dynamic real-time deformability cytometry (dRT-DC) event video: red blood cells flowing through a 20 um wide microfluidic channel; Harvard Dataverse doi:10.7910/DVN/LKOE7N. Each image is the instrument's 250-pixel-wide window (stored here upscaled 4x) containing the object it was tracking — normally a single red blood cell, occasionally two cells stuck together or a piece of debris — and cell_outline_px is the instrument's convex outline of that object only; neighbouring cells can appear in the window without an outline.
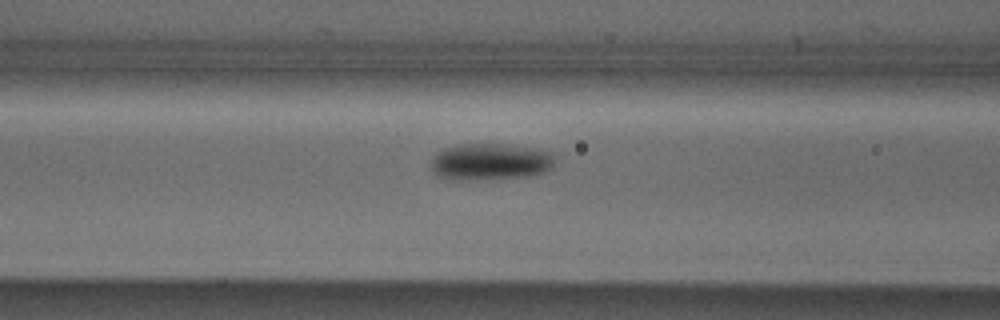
{"species": "Egyptian fruit bat (a non-hibernating species)", "species_latin": "Rousettus aegyptiacus", "temperature_condition": "cold", "stored_images_in_passage": 33, "camera_frame_rate_fps": 3000, "um_per_image_px": 0.085, "animal": {"sex": "male"}, "frame": {"image": 1, "passage_image": 10, "time_ms": 3.0, "image_size_px": [1000, 320], "cell_outline_px": [[556, 152], [552, 168], [544, 172], [532, 176], [460, 180], [456, 180], [436, 176], [432, 172], [432, 160], [444, 148], [464, 144], [504, 144]], "centroid_in_image_um": [41.72, 13.75], "position_along_channel_um": 124.9, "area_um2": 26.41}}
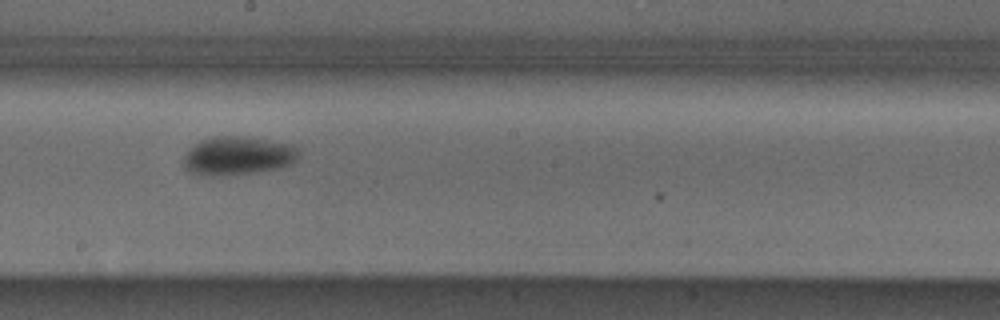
{"frame": {"image": 2, "passage_image": 18, "time_ms": 5.667, "image_size_px": [1000, 320], "cell_outline_px": [[300, 156], [292, 164], [280, 168], [256, 172], [212, 176], [192, 172], [184, 168], [184, 156], [188, 148], [192, 144], [200, 140], [212, 136], [252, 136], [296, 144], [300, 148]], "centroid_in_image_um": [20.29, 13.2], "position_along_channel_um": 227.9, "area_um2": 26.59}}
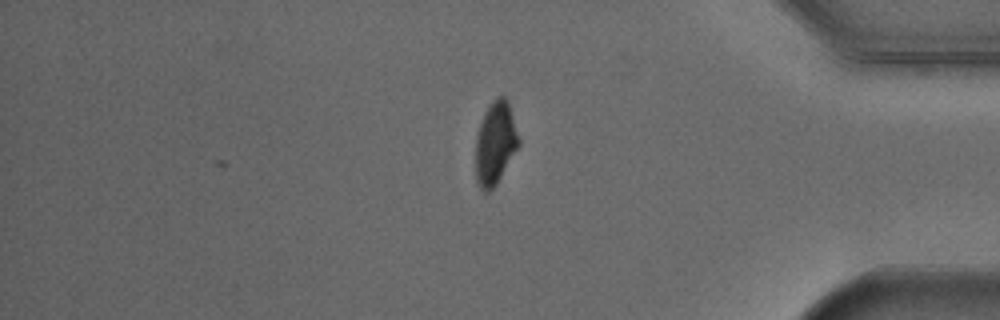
{"frame": {"image": 3, "passage_image": 33, "time_ms": 10.667, "image_size_px": [1000, 320], "cell_outline_px": [[520, 144], [496, 184], [488, 192], [484, 192], [480, 188], [476, 180], [476, 136], [484, 112], [492, 100], [496, 96], [504, 96], [508, 100], [520, 140]], "centroid_in_image_um": [42.1, 12.14], "position_along_channel_um": 393.1, "area_um2": 20.75}, "authors_computed_cell_mechanics": {"area_um2": 24.9696, "velocity_mm_per_s": 3.8716, "shape_relaxation_time_tau1_ms": 2.8412, "shape_relaxation_time_tau2_ms": null, "deformation_change_tau1": 0.1023, "deformation_change_tau2": null}}